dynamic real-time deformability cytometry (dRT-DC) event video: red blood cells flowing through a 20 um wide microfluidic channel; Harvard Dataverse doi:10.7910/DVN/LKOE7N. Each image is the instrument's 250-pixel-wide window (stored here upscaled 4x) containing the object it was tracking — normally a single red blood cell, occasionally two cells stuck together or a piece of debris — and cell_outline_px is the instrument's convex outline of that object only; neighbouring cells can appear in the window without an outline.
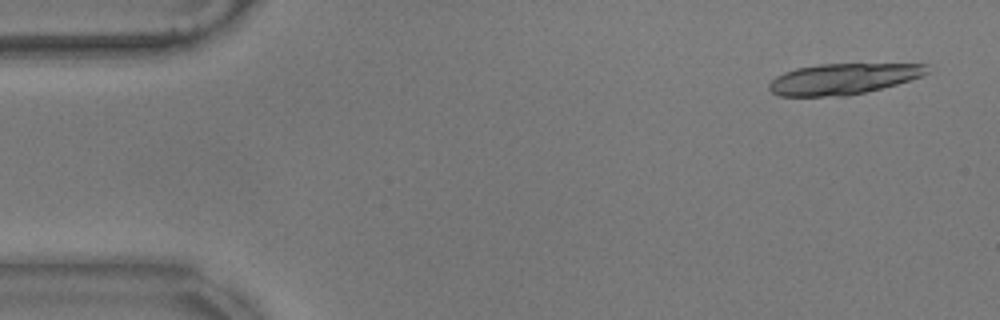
{"species": "common noctule bat (a hibernating species)", "species_latin": "Nyctalus noctula", "temperature_condition": "warm", "stored_images_in_passage": 14, "camera_frame_rate_fps": 3000, "um_per_image_px": 0.085, "animal": {"sex": "male", "body_mass_g": 17.9}, "frame": {"image": 1, "passage_image": 3, "time_ms": 0.667, "image_size_px": [1000, 320], "cell_outline_px": [[928, 72], [920, 76], [896, 84], [848, 96], [780, 96], [772, 92], [768, 88], [768, 84], [776, 76], [784, 72], [796, 68], [820, 64], [928, 64]], "centroid_in_image_um": [71.61, 6.7], "position_along_channel_um": 13.4, "area_um2": 28.21}}